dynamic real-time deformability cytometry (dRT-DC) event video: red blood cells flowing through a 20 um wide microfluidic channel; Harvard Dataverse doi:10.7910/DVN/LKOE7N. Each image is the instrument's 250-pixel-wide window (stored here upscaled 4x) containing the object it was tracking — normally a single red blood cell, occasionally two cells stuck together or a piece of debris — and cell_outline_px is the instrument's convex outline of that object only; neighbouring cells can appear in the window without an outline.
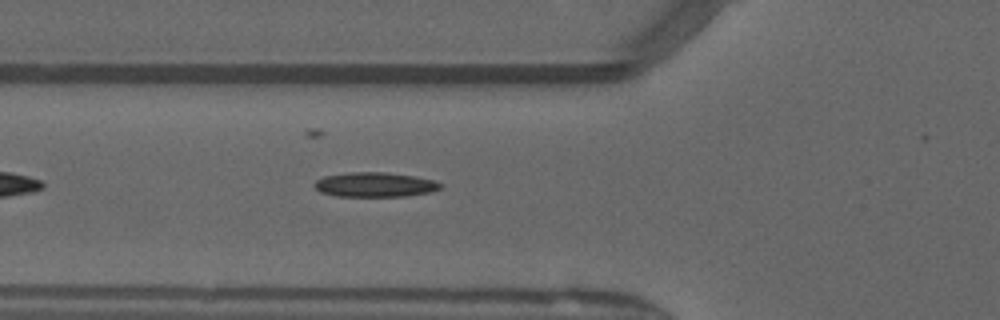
{"species": "common noctule bat (a hibernating species)", "species_latin": "Nyctalus noctula", "temperature_condition": "warm", "stored_images_in_passage": 37, "camera_frame_rate_fps": 3000, "um_per_image_px": 0.085, "animal": {"sex": "male", "forearm_length_mm": 52.5}, "frame": {"image": 1, "passage_image": 6, "time_ms": 1.667, "image_size_px": [1000, 320], "cell_outline_px": [[444, 184], [440, 188], [432, 192], [408, 196], [336, 196], [320, 192], [312, 184], [316, 180], [324, 176], [348, 172], [388, 172], [416, 176], [432, 180]], "centroid_in_image_um": [31.87, 15.69], "position_along_channel_um": 93.9, "area_um2": 18.26}}
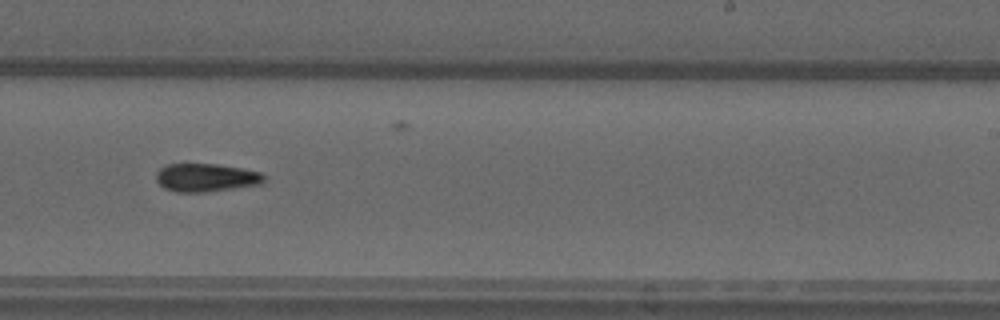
{"frame": {"image": 2, "passage_image": 19, "time_ms": 6.0, "image_size_px": [1000, 320], "cell_outline_px": [[264, 180], [260, 184], [204, 192], [176, 192], [164, 188], [156, 180], [156, 172], [160, 168], [168, 164], [216, 164], [240, 168], [260, 172], [264, 176]], "centroid_in_image_um": [17.47, 15.09], "position_along_channel_um": 271.5, "area_um2": 17.51}}
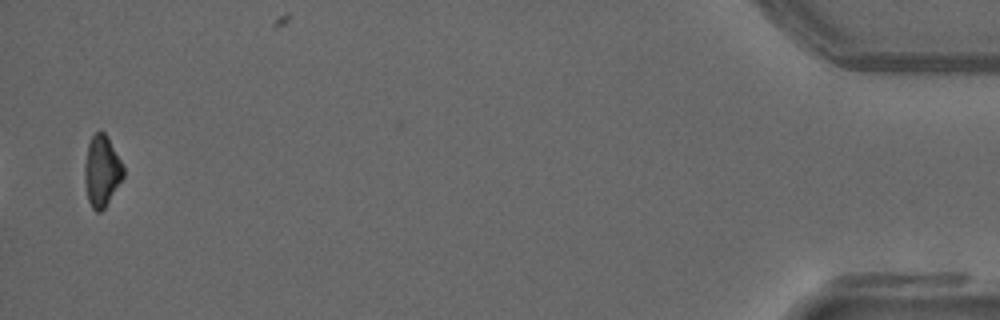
{"frame": {"image": 3, "passage_image": 37, "time_ms": 12.0, "image_size_px": [1000, 320], "cell_outline_px": [[124, 176], [104, 208], [100, 212], [96, 212], [92, 208], [88, 200], [84, 180], [84, 164], [88, 144], [92, 136], [96, 132], [104, 132], [120, 160], [124, 168]], "centroid_in_image_um": [8.63, 14.56], "position_along_channel_um": 426.6, "area_um2": 15.78}}